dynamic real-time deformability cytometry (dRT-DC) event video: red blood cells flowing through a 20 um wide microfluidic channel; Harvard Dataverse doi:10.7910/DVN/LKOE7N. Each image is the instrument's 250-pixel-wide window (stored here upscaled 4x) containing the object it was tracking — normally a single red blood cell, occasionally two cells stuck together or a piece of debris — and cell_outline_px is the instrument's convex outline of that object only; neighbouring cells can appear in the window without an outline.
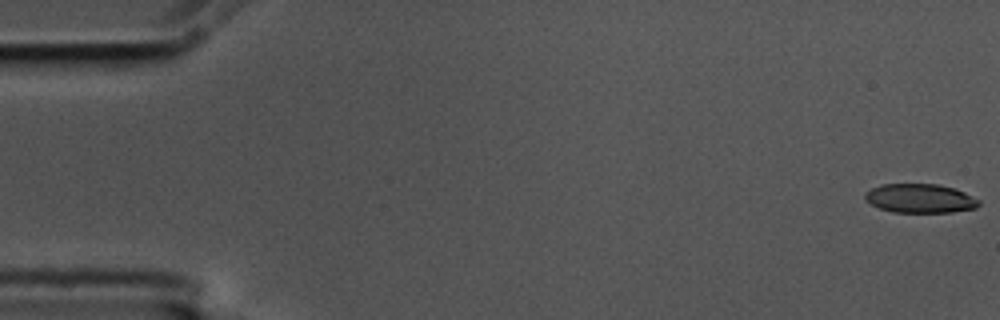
{"species": "common noctule bat (a hibernating species)", "species_latin": "Nyctalus noctula", "temperature_condition": "cold", "stored_images_in_passage": 56, "camera_frame_rate_fps": 3000, "um_per_image_px": 0.085, "animal": {"sex": "male", "body_mass_g": 17.5, "forearm_length_mm": 52.3}, "frame": {"image": 1, "passage_image": 1, "time_ms": 0.0, "image_size_px": [1000, 320], "cell_outline_px": [[980, 204], [976, 208], [952, 212], [892, 212], [880, 208], [864, 200], [864, 192], [880, 184], [936, 184], [952, 188], [964, 192], [980, 200]], "centroid_in_image_um": [78.18, 16.86], "position_along_channel_um": 6.8, "area_um2": 19.25}}
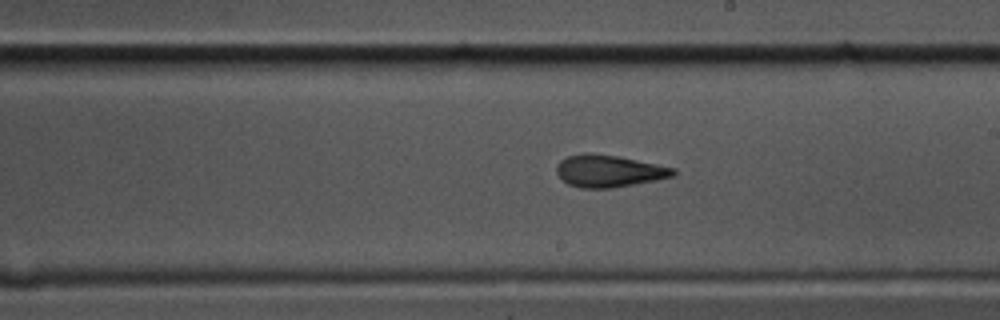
{"frame": {"image": 2, "passage_image": 32, "time_ms": 10.333, "image_size_px": [1000, 320], "cell_outline_px": [[676, 172], [672, 176], [656, 180], [612, 188], [580, 188], [568, 184], [556, 172], [556, 164], [560, 160], [568, 156], [584, 152], [588, 152], [616, 156], [676, 168]], "centroid_in_image_um": [51.72, 14.53], "position_along_channel_um": 237.3, "area_um2": 21.73}}
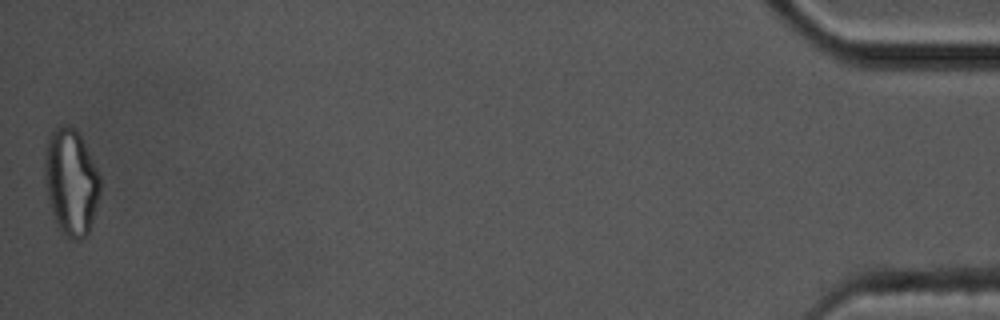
{"frame": {"image": 3, "passage_image": 56, "time_ms": 18.333, "image_size_px": [1000, 320], "cell_outline_px": [[100, 192], [88, 232], [80, 240], [72, 240], [60, 232], [56, 224], [48, 200], [44, 180], [44, 156], [48, 136], [56, 128], [64, 124], [68, 124], [76, 128], [80, 132], [100, 176]], "centroid_in_image_um": [6.01, 15.43], "position_along_channel_um": 429.2, "area_um2": 34.68}, "authors_computed_cell_mechanics": {"area_um2": 21.5883, "velocity_mm_per_s": 3.5973, "shape_relaxation_time_tau1_ms": 6.6124, "shape_relaxation_time_tau2_ms": 2.2316, "deformation_change_tau1": 0.2039, "deformation_change_tau2": 0.1094}}